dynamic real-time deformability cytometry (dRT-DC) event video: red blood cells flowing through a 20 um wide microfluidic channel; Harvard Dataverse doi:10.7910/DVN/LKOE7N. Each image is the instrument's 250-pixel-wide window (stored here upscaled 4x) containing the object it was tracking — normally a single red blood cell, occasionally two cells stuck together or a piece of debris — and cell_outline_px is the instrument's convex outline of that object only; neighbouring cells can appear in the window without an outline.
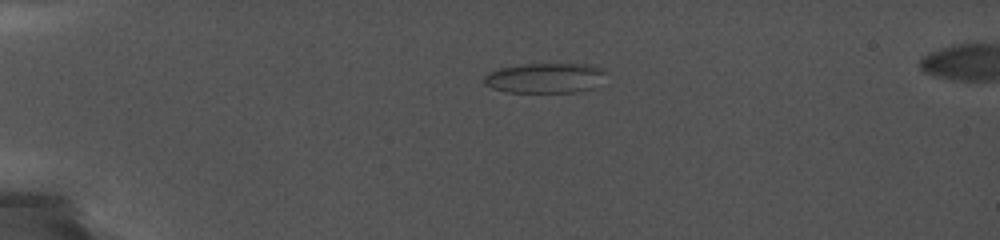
{"species": "common noctule bat (a hibernating species)", "species_latin": "Nyctalus noctula", "temperature_condition": "cold", "stored_images_in_passage": 11, "camera_frame_rate_fps": 5000, "um_per_image_px": 0.085, "animal": {"sex": "female", "body_mass_g": 19.0, "forearm_length_mm": 56.7}, "frame": {"image": 1, "passage_image": 1, "time_ms": 0.0, "image_size_px": [1000, 240], "cell_outline_px": [[608, 72], [592, 88], [580, 92], [508, 92], [492, 88], [484, 84], [484, 76], [488, 72], [500, 68], [520, 64], [588, 64], [604, 68]], "centroid_in_image_um": [46.33, 6.62], "position_along_channel_um": 38.7, "area_um2": 21.44}}